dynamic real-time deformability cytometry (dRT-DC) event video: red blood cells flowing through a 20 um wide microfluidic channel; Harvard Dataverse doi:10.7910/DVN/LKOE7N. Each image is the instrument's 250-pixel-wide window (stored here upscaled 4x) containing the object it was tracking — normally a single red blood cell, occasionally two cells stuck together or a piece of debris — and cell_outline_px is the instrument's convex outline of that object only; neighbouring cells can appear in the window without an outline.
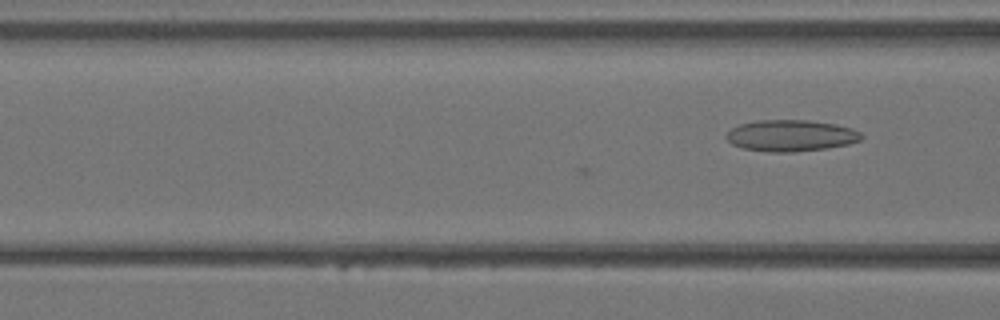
{"species": "Egyptian fruit bat (a non-hibernating species)", "species_latin": "Rousettus aegyptiacus", "temperature_condition": "warm", "stored_images_in_passage": 3, "camera_frame_rate_fps": 3000, "um_per_image_px": 0.085, "animal": {"sex": "female"}, "frame": {"image": 1, "passage_image": 3, "time_ms": 0.667, "image_size_px": [1000, 320], "cell_outline_px": [[864, 136], [860, 140], [848, 144], [824, 148], [792, 152], [768, 152], [744, 148], [732, 144], [724, 136], [732, 128], [740, 124], [756, 120], [808, 120], [836, 124], [852, 128], [860, 132]], "centroid_in_image_um": [67.22, 11.52], "position_along_channel_um": 99.4, "area_um2": 24.68}}